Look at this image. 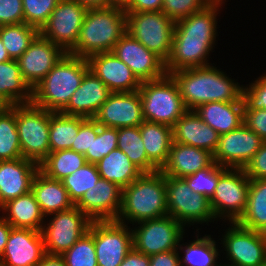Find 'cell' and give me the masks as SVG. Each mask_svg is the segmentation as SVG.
<instances>
[{"instance_id":"obj_1","label":"cell","mask_w":266,"mask_h":266,"mask_svg":"<svg viewBox=\"0 0 266 266\" xmlns=\"http://www.w3.org/2000/svg\"><path fill=\"white\" fill-rule=\"evenodd\" d=\"M223 3L224 0H213L204 9L176 21L172 51L165 63L167 74L210 64L207 58L214 49L216 17Z\"/></svg>"},{"instance_id":"obj_2","label":"cell","mask_w":266,"mask_h":266,"mask_svg":"<svg viewBox=\"0 0 266 266\" xmlns=\"http://www.w3.org/2000/svg\"><path fill=\"white\" fill-rule=\"evenodd\" d=\"M187 110L207 102L243 101V86L215 66H204L171 72Z\"/></svg>"},{"instance_id":"obj_3","label":"cell","mask_w":266,"mask_h":266,"mask_svg":"<svg viewBox=\"0 0 266 266\" xmlns=\"http://www.w3.org/2000/svg\"><path fill=\"white\" fill-rule=\"evenodd\" d=\"M168 215L165 175L160 171L142 173L122 189V204L115 221L126 224Z\"/></svg>"},{"instance_id":"obj_4","label":"cell","mask_w":266,"mask_h":266,"mask_svg":"<svg viewBox=\"0 0 266 266\" xmlns=\"http://www.w3.org/2000/svg\"><path fill=\"white\" fill-rule=\"evenodd\" d=\"M126 32L124 8L105 6L88 9L78 41L68 54L88 58L96 53L112 52L115 44Z\"/></svg>"},{"instance_id":"obj_5","label":"cell","mask_w":266,"mask_h":266,"mask_svg":"<svg viewBox=\"0 0 266 266\" xmlns=\"http://www.w3.org/2000/svg\"><path fill=\"white\" fill-rule=\"evenodd\" d=\"M88 70L87 58L66 53L32 89L31 103L50 112H61Z\"/></svg>"},{"instance_id":"obj_6","label":"cell","mask_w":266,"mask_h":266,"mask_svg":"<svg viewBox=\"0 0 266 266\" xmlns=\"http://www.w3.org/2000/svg\"><path fill=\"white\" fill-rule=\"evenodd\" d=\"M138 91L146 121L172 127L187 111L177 83L170 74L156 80L143 81Z\"/></svg>"},{"instance_id":"obj_7","label":"cell","mask_w":266,"mask_h":266,"mask_svg":"<svg viewBox=\"0 0 266 266\" xmlns=\"http://www.w3.org/2000/svg\"><path fill=\"white\" fill-rule=\"evenodd\" d=\"M175 24L162 11L126 12L127 32L165 63L172 51Z\"/></svg>"},{"instance_id":"obj_8","label":"cell","mask_w":266,"mask_h":266,"mask_svg":"<svg viewBox=\"0 0 266 266\" xmlns=\"http://www.w3.org/2000/svg\"><path fill=\"white\" fill-rule=\"evenodd\" d=\"M249 187L250 178L244 169L218 165V183L209 199L215 218L237 222L246 210Z\"/></svg>"},{"instance_id":"obj_9","label":"cell","mask_w":266,"mask_h":266,"mask_svg":"<svg viewBox=\"0 0 266 266\" xmlns=\"http://www.w3.org/2000/svg\"><path fill=\"white\" fill-rule=\"evenodd\" d=\"M16 125L22 157L39 165L51 152L49 111L33 103L16 105Z\"/></svg>"},{"instance_id":"obj_10","label":"cell","mask_w":266,"mask_h":266,"mask_svg":"<svg viewBox=\"0 0 266 266\" xmlns=\"http://www.w3.org/2000/svg\"><path fill=\"white\" fill-rule=\"evenodd\" d=\"M165 185L168 215L184 227L215 221L209 199L193 192L184 178L165 176Z\"/></svg>"},{"instance_id":"obj_11","label":"cell","mask_w":266,"mask_h":266,"mask_svg":"<svg viewBox=\"0 0 266 266\" xmlns=\"http://www.w3.org/2000/svg\"><path fill=\"white\" fill-rule=\"evenodd\" d=\"M48 224L41 229L45 253L63 255L88 230L92 220L76 206L51 214Z\"/></svg>"},{"instance_id":"obj_12","label":"cell","mask_w":266,"mask_h":266,"mask_svg":"<svg viewBox=\"0 0 266 266\" xmlns=\"http://www.w3.org/2000/svg\"><path fill=\"white\" fill-rule=\"evenodd\" d=\"M138 225L131 229L133 248L148 256L178 250L185 233L184 226L169 215L141 221Z\"/></svg>"},{"instance_id":"obj_13","label":"cell","mask_w":266,"mask_h":266,"mask_svg":"<svg viewBox=\"0 0 266 266\" xmlns=\"http://www.w3.org/2000/svg\"><path fill=\"white\" fill-rule=\"evenodd\" d=\"M130 229L115 220L92 221L88 231L94 238L98 266H120L133 248Z\"/></svg>"},{"instance_id":"obj_14","label":"cell","mask_w":266,"mask_h":266,"mask_svg":"<svg viewBox=\"0 0 266 266\" xmlns=\"http://www.w3.org/2000/svg\"><path fill=\"white\" fill-rule=\"evenodd\" d=\"M87 8L73 0H60L39 34L69 53L78 41Z\"/></svg>"},{"instance_id":"obj_15","label":"cell","mask_w":266,"mask_h":266,"mask_svg":"<svg viewBox=\"0 0 266 266\" xmlns=\"http://www.w3.org/2000/svg\"><path fill=\"white\" fill-rule=\"evenodd\" d=\"M223 235L228 266H262L266 264V234L231 222ZM230 263V264H229Z\"/></svg>"},{"instance_id":"obj_16","label":"cell","mask_w":266,"mask_h":266,"mask_svg":"<svg viewBox=\"0 0 266 266\" xmlns=\"http://www.w3.org/2000/svg\"><path fill=\"white\" fill-rule=\"evenodd\" d=\"M264 141L245 123L229 133L221 134L214 161L225 168H241L250 162Z\"/></svg>"},{"instance_id":"obj_17","label":"cell","mask_w":266,"mask_h":266,"mask_svg":"<svg viewBox=\"0 0 266 266\" xmlns=\"http://www.w3.org/2000/svg\"><path fill=\"white\" fill-rule=\"evenodd\" d=\"M93 119L104 127L140 126L144 122L139 91L111 92Z\"/></svg>"},{"instance_id":"obj_18","label":"cell","mask_w":266,"mask_h":266,"mask_svg":"<svg viewBox=\"0 0 266 266\" xmlns=\"http://www.w3.org/2000/svg\"><path fill=\"white\" fill-rule=\"evenodd\" d=\"M141 81L156 80L167 72L165 62L126 32L112 51Z\"/></svg>"},{"instance_id":"obj_19","label":"cell","mask_w":266,"mask_h":266,"mask_svg":"<svg viewBox=\"0 0 266 266\" xmlns=\"http://www.w3.org/2000/svg\"><path fill=\"white\" fill-rule=\"evenodd\" d=\"M66 53L38 34L17 59L21 75L33 89Z\"/></svg>"},{"instance_id":"obj_20","label":"cell","mask_w":266,"mask_h":266,"mask_svg":"<svg viewBox=\"0 0 266 266\" xmlns=\"http://www.w3.org/2000/svg\"><path fill=\"white\" fill-rule=\"evenodd\" d=\"M122 204V188L100 178L75 204L92 221L116 220Z\"/></svg>"},{"instance_id":"obj_21","label":"cell","mask_w":266,"mask_h":266,"mask_svg":"<svg viewBox=\"0 0 266 266\" xmlns=\"http://www.w3.org/2000/svg\"><path fill=\"white\" fill-rule=\"evenodd\" d=\"M44 254L41 231L12 227L0 266H37Z\"/></svg>"},{"instance_id":"obj_22","label":"cell","mask_w":266,"mask_h":266,"mask_svg":"<svg viewBox=\"0 0 266 266\" xmlns=\"http://www.w3.org/2000/svg\"><path fill=\"white\" fill-rule=\"evenodd\" d=\"M92 71L111 92H135L141 81L113 52L96 53L87 58Z\"/></svg>"},{"instance_id":"obj_23","label":"cell","mask_w":266,"mask_h":266,"mask_svg":"<svg viewBox=\"0 0 266 266\" xmlns=\"http://www.w3.org/2000/svg\"><path fill=\"white\" fill-rule=\"evenodd\" d=\"M38 171V164L23 157L0 161V207L11 199L31 192Z\"/></svg>"},{"instance_id":"obj_24","label":"cell","mask_w":266,"mask_h":266,"mask_svg":"<svg viewBox=\"0 0 266 266\" xmlns=\"http://www.w3.org/2000/svg\"><path fill=\"white\" fill-rule=\"evenodd\" d=\"M111 91L92 71L88 70L67 106L60 112L69 116L93 118Z\"/></svg>"},{"instance_id":"obj_25","label":"cell","mask_w":266,"mask_h":266,"mask_svg":"<svg viewBox=\"0 0 266 266\" xmlns=\"http://www.w3.org/2000/svg\"><path fill=\"white\" fill-rule=\"evenodd\" d=\"M173 142L204 149L212 154L220 134L207 125L194 110H187L172 126Z\"/></svg>"},{"instance_id":"obj_26","label":"cell","mask_w":266,"mask_h":266,"mask_svg":"<svg viewBox=\"0 0 266 266\" xmlns=\"http://www.w3.org/2000/svg\"><path fill=\"white\" fill-rule=\"evenodd\" d=\"M213 154L194 146L173 142L166 164L160 170L165 176L184 178L209 167Z\"/></svg>"},{"instance_id":"obj_27","label":"cell","mask_w":266,"mask_h":266,"mask_svg":"<svg viewBox=\"0 0 266 266\" xmlns=\"http://www.w3.org/2000/svg\"><path fill=\"white\" fill-rule=\"evenodd\" d=\"M194 111L220 135L229 133L244 123V101L207 102Z\"/></svg>"},{"instance_id":"obj_28","label":"cell","mask_w":266,"mask_h":266,"mask_svg":"<svg viewBox=\"0 0 266 266\" xmlns=\"http://www.w3.org/2000/svg\"><path fill=\"white\" fill-rule=\"evenodd\" d=\"M31 192L45 217L75 206L62 182L50 179L40 171L33 179Z\"/></svg>"},{"instance_id":"obj_29","label":"cell","mask_w":266,"mask_h":266,"mask_svg":"<svg viewBox=\"0 0 266 266\" xmlns=\"http://www.w3.org/2000/svg\"><path fill=\"white\" fill-rule=\"evenodd\" d=\"M1 210L3 211L1 217L13 228L41 231L43 227L45 216L32 192L7 201L0 207Z\"/></svg>"},{"instance_id":"obj_30","label":"cell","mask_w":266,"mask_h":266,"mask_svg":"<svg viewBox=\"0 0 266 266\" xmlns=\"http://www.w3.org/2000/svg\"><path fill=\"white\" fill-rule=\"evenodd\" d=\"M140 134L148 159L161 170L173 143L172 127L144 120L140 125Z\"/></svg>"},{"instance_id":"obj_31","label":"cell","mask_w":266,"mask_h":266,"mask_svg":"<svg viewBox=\"0 0 266 266\" xmlns=\"http://www.w3.org/2000/svg\"><path fill=\"white\" fill-rule=\"evenodd\" d=\"M102 179L116 183L122 189L136 180L143 172L130 161L121 149L110 151L96 163Z\"/></svg>"},{"instance_id":"obj_32","label":"cell","mask_w":266,"mask_h":266,"mask_svg":"<svg viewBox=\"0 0 266 266\" xmlns=\"http://www.w3.org/2000/svg\"><path fill=\"white\" fill-rule=\"evenodd\" d=\"M0 95L11 106L32 102V89L23 79L15 59L0 63Z\"/></svg>"},{"instance_id":"obj_33","label":"cell","mask_w":266,"mask_h":266,"mask_svg":"<svg viewBox=\"0 0 266 266\" xmlns=\"http://www.w3.org/2000/svg\"><path fill=\"white\" fill-rule=\"evenodd\" d=\"M237 223L266 234V179H250L246 210Z\"/></svg>"},{"instance_id":"obj_34","label":"cell","mask_w":266,"mask_h":266,"mask_svg":"<svg viewBox=\"0 0 266 266\" xmlns=\"http://www.w3.org/2000/svg\"><path fill=\"white\" fill-rule=\"evenodd\" d=\"M87 118L64 115L49 111V146L50 151L72 149L80 125Z\"/></svg>"},{"instance_id":"obj_35","label":"cell","mask_w":266,"mask_h":266,"mask_svg":"<svg viewBox=\"0 0 266 266\" xmlns=\"http://www.w3.org/2000/svg\"><path fill=\"white\" fill-rule=\"evenodd\" d=\"M117 148L121 149L143 173L159 170L147 157L140 126L118 128Z\"/></svg>"},{"instance_id":"obj_36","label":"cell","mask_w":266,"mask_h":266,"mask_svg":"<svg viewBox=\"0 0 266 266\" xmlns=\"http://www.w3.org/2000/svg\"><path fill=\"white\" fill-rule=\"evenodd\" d=\"M86 162L85 156L72 149L50 152L39 164V171L50 179L61 181Z\"/></svg>"},{"instance_id":"obj_37","label":"cell","mask_w":266,"mask_h":266,"mask_svg":"<svg viewBox=\"0 0 266 266\" xmlns=\"http://www.w3.org/2000/svg\"><path fill=\"white\" fill-rule=\"evenodd\" d=\"M193 240L189 244H180L179 250L184 253L183 257H179L180 266H218L217 260L219 252L216 247V241L211 238V235H205ZM184 245V247L182 246Z\"/></svg>"},{"instance_id":"obj_38","label":"cell","mask_w":266,"mask_h":266,"mask_svg":"<svg viewBox=\"0 0 266 266\" xmlns=\"http://www.w3.org/2000/svg\"><path fill=\"white\" fill-rule=\"evenodd\" d=\"M39 34V30L26 23L0 26V39L11 59L17 60L30 43Z\"/></svg>"},{"instance_id":"obj_39","label":"cell","mask_w":266,"mask_h":266,"mask_svg":"<svg viewBox=\"0 0 266 266\" xmlns=\"http://www.w3.org/2000/svg\"><path fill=\"white\" fill-rule=\"evenodd\" d=\"M22 158L16 125V105L0 114V161Z\"/></svg>"},{"instance_id":"obj_40","label":"cell","mask_w":266,"mask_h":266,"mask_svg":"<svg viewBox=\"0 0 266 266\" xmlns=\"http://www.w3.org/2000/svg\"><path fill=\"white\" fill-rule=\"evenodd\" d=\"M118 129L100 126L92 118V144L85 153L86 162L96 164L110 151L117 148Z\"/></svg>"},{"instance_id":"obj_41","label":"cell","mask_w":266,"mask_h":266,"mask_svg":"<svg viewBox=\"0 0 266 266\" xmlns=\"http://www.w3.org/2000/svg\"><path fill=\"white\" fill-rule=\"evenodd\" d=\"M101 178L96 164L85 163L82 167L61 180L75 205L83 194Z\"/></svg>"},{"instance_id":"obj_42","label":"cell","mask_w":266,"mask_h":266,"mask_svg":"<svg viewBox=\"0 0 266 266\" xmlns=\"http://www.w3.org/2000/svg\"><path fill=\"white\" fill-rule=\"evenodd\" d=\"M62 256L66 266H98L93 235L87 231Z\"/></svg>"},{"instance_id":"obj_43","label":"cell","mask_w":266,"mask_h":266,"mask_svg":"<svg viewBox=\"0 0 266 266\" xmlns=\"http://www.w3.org/2000/svg\"><path fill=\"white\" fill-rule=\"evenodd\" d=\"M60 0H22L24 23L38 30L47 22Z\"/></svg>"},{"instance_id":"obj_44","label":"cell","mask_w":266,"mask_h":266,"mask_svg":"<svg viewBox=\"0 0 266 266\" xmlns=\"http://www.w3.org/2000/svg\"><path fill=\"white\" fill-rule=\"evenodd\" d=\"M193 192L210 199L218 183V164L214 161L209 167L184 177Z\"/></svg>"},{"instance_id":"obj_45","label":"cell","mask_w":266,"mask_h":266,"mask_svg":"<svg viewBox=\"0 0 266 266\" xmlns=\"http://www.w3.org/2000/svg\"><path fill=\"white\" fill-rule=\"evenodd\" d=\"M213 0H163L162 12L173 21L188 17L209 5Z\"/></svg>"},{"instance_id":"obj_46","label":"cell","mask_w":266,"mask_h":266,"mask_svg":"<svg viewBox=\"0 0 266 266\" xmlns=\"http://www.w3.org/2000/svg\"><path fill=\"white\" fill-rule=\"evenodd\" d=\"M244 109H266V73L243 87Z\"/></svg>"},{"instance_id":"obj_47","label":"cell","mask_w":266,"mask_h":266,"mask_svg":"<svg viewBox=\"0 0 266 266\" xmlns=\"http://www.w3.org/2000/svg\"><path fill=\"white\" fill-rule=\"evenodd\" d=\"M24 23L22 0H0V26Z\"/></svg>"},{"instance_id":"obj_48","label":"cell","mask_w":266,"mask_h":266,"mask_svg":"<svg viewBox=\"0 0 266 266\" xmlns=\"http://www.w3.org/2000/svg\"><path fill=\"white\" fill-rule=\"evenodd\" d=\"M244 123L263 141H266V109H244Z\"/></svg>"},{"instance_id":"obj_49","label":"cell","mask_w":266,"mask_h":266,"mask_svg":"<svg viewBox=\"0 0 266 266\" xmlns=\"http://www.w3.org/2000/svg\"><path fill=\"white\" fill-rule=\"evenodd\" d=\"M244 171L250 179H266V141L245 166Z\"/></svg>"},{"instance_id":"obj_50","label":"cell","mask_w":266,"mask_h":266,"mask_svg":"<svg viewBox=\"0 0 266 266\" xmlns=\"http://www.w3.org/2000/svg\"><path fill=\"white\" fill-rule=\"evenodd\" d=\"M92 144V118H87L79 127L72 150L85 155Z\"/></svg>"},{"instance_id":"obj_51","label":"cell","mask_w":266,"mask_h":266,"mask_svg":"<svg viewBox=\"0 0 266 266\" xmlns=\"http://www.w3.org/2000/svg\"><path fill=\"white\" fill-rule=\"evenodd\" d=\"M163 0H129L125 12H156L162 11Z\"/></svg>"},{"instance_id":"obj_52","label":"cell","mask_w":266,"mask_h":266,"mask_svg":"<svg viewBox=\"0 0 266 266\" xmlns=\"http://www.w3.org/2000/svg\"><path fill=\"white\" fill-rule=\"evenodd\" d=\"M177 250L160 252L150 256V266H180Z\"/></svg>"},{"instance_id":"obj_53","label":"cell","mask_w":266,"mask_h":266,"mask_svg":"<svg viewBox=\"0 0 266 266\" xmlns=\"http://www.w3.org/2000/svg\"><path fill=\"white\" fill-rule=\"evenodd\" d=\"M120 266H150V256L132 248Z\"/></svg>"},{"instance_id":"obj_54","label":"cell","mask_w":266,"mask_h":266,"mask_svg":"<svg viewBox=\"0 0 266 266\" xmlns=\"http://www.w3.org/2000/svg\"><path fill=\"white\" fill-rule=\"evenodd\" d=\"M37 266H66L62 255L45 253Z\"/></svg>"},{"instance_id":"obj_55","label":"cell","mask_w":266,"mask_h":266,"mask_svg":"<svg viewBox=\"0 0 266 266\" xmlns=\"http://www.w3.org/2000/svg\"><path fill=\"white\" fill-rule=\"evenodd\" d=\"M12 226L0 216V257L3 254Z\"/></svg>"},{"instance_id":"obj_56","label":"cell","mask_w":266,"mask_h":266,"mask_svg":"<svg viewBox=\"0 0 266 266\" xmlns=\"http://www.w3.org/2000/svg\"><path fill=\"white\" fill-rule=\"evenodd\" d=\"M79 3L81 6L87 9L102 8L106 5L103 3V0H73Z\"/></svg>"},{"instance_id":"obj_57","label":"cell","mask_w":266,"mask_h":266,"mask_svg":"<svg viewBox=\"0 0 266 266\" xmlns=\"http://www.w3.org/2000/svg\"><path fill=\"white\" fill-rule=\"evenodd\" d=\"M128 2L129 0H103L106 6H117L122 8H125Z\"/></svg>"},{"instance_id":"obj_58","label":"cell","mask_w":266,"mask_h":266,"mask_svg":"<svg viewBox=\"0 0 266 266\" xmlns=\"http://www.w3.org/2000/svg\"><path fill=\"white\" fill-rule=\"evenodd\" d=\"M11 60L10 56L7 53V50L4 47V44L2 43V40L0 39V63Z\"/></svg>"},{"instance_id":"obj_59","label":"cell","mask_w":266,"mask_h":266,"mask_svg":"<svg viewBox=\"0 0 266 266\" xmlns=\"http://www.w3.org/2000/svg\"><path fill=\"white\" fill-rule=\"evenodd\" d=\"M11 105L0 95V114L6 111Z\"/></svg>"},{"instance_id":"obj_60","label":"cell","mask_w":266,"mask_h":266,"mask_svg":"<svg viewBox=\"0 0 266 266\" xmlns=\"http://www.w3.org/2000/svg\"><path fill=\"white\" fill-rule=\"evenodd\" d=\"M218 266H228V265H225V264H221V263H220Z\"/></svg>"}]
</instances>
